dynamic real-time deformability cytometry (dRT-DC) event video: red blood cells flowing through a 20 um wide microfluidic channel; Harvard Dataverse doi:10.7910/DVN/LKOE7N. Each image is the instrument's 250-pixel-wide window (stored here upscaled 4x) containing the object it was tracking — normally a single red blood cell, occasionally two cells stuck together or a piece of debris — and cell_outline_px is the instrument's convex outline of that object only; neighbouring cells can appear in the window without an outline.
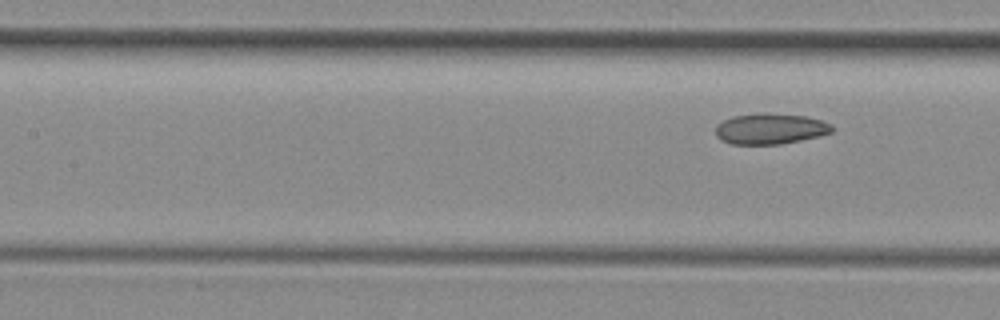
{"species": "common noctule bat (a hibernating species)", "species_latin": "Nyctalus noctula", "temperature_condition": "room temperature", "stored_images_in_passage": 5, "segment_of_instrument_passage": [2, 2], "camera_frame_rate_fps": 3000, "um_per_image_px": 0.085, "animal": {"sex": "female", "body_mass_g": 29.2, "forearm_length_mm": 56.3}, "frame": {"image": 1, "passage_image": 5, "time_ms": 1.333, "image_size_px": [1000, 320], "cell_outline_px": [[836, 128], [832, 132], [820, 136], [780, 144], [732, 144], [720, 140], [716, 136], [716, 124], [732, 116], [756, 112], [764, 112], [804, 116], [820, 120], [832, 124]], "centroid_in_image_um": [65.47, 10.93], "position_along_channel_um": 141.9, "area_um2": 21.15}}